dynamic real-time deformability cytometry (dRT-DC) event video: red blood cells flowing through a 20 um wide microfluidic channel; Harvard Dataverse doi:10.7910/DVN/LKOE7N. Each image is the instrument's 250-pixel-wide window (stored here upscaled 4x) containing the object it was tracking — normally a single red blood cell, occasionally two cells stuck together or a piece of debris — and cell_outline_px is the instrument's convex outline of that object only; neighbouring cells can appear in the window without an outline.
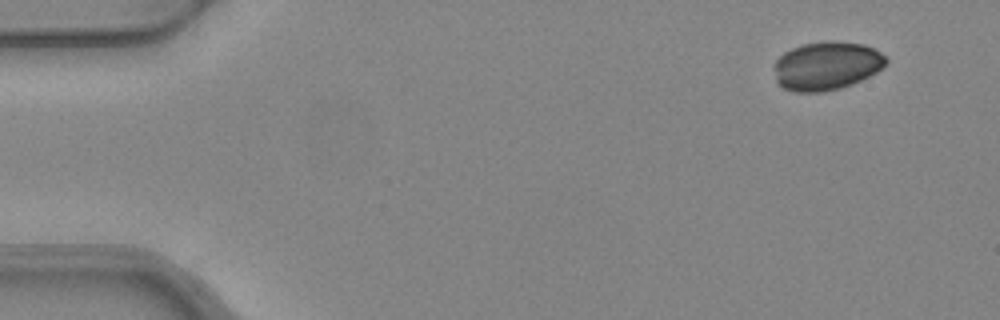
{"species": "common noctule bat (a hibernating species)", "species_latin": "Nyctalus noctula", "temperature_condition": "warm", "stored_images_in_passage": 4, "camera_frame_rate_fps": 3000, "um_per_image_px": 0.085, "animal": {"sex": "female", "body_mass_g": 24.6, "forearm_length_mm": 56.2}, "frame": {"image": 1, "passage_image": 1, "time_ms": 0.0, "image_size_px": [1000, 320], "cell_outline_px": [[888, 64], [876, 72], [852, 84], [840, 88], [820, 92], [796, 92], [784, 88], [776, 80], [772, 68], [772, 64], [784, 52], [792, 48], [804, 44], [828, 40], [832, 40], [864, 44], [880, 52], [888, 60]], "centroid_in_image_um": [70.24, 5.58], "position_along_channel_um": 14.8, "area_um2": 31.79}}
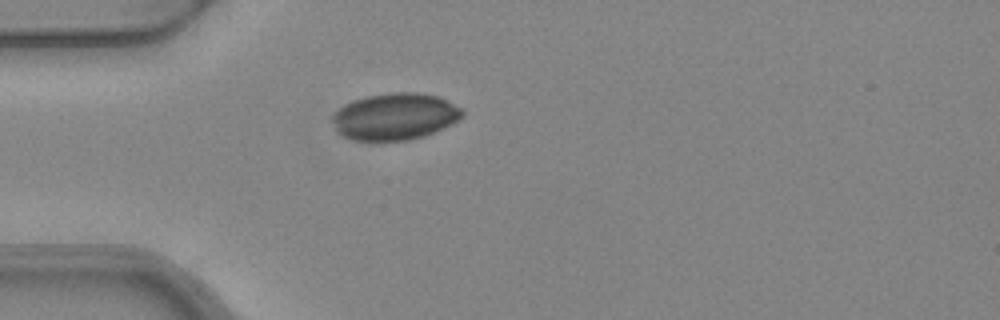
{"frame": {"image": 2, "passage_image": 4, "time_ms": 1.0, "image_size_px": [1000, 320], "cell_outline_px": [[464, 112], [452, 124], [424, 136], [408, 140], [380, 144], [352, 140], [344, 136], [336, 128], [332, 120], [332, 116], [344, 104], [368, 96], [392, 92], [416, 92], [440, 96], [448, 100], [460, 108]], "centroid_in_image_um": [33.56, 9.94], "position_along_channel_um": 51.4, "area_um2": 35.84}}